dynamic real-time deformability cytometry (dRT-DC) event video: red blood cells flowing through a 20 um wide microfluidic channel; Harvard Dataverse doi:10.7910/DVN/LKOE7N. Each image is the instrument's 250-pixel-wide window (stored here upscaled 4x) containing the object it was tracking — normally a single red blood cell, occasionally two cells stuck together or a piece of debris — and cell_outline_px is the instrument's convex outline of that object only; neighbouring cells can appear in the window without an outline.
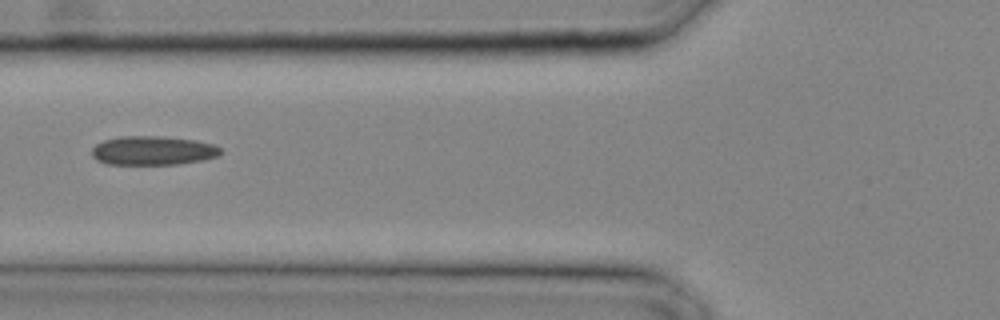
{"species": "common noctule bat (a hibernating species)", "species_latin": "Nyctalus noctula", "temperature_condition": "cold", "stored_images_in_passage": 11, "camera_frame_rate_fps": 3000, "um_per_image_px": 0.085, "animal": {"sex": "male", "body_mass_g": 20.4}, "frame": {"image": 1, "passage_image": 4, "time_ms": 1.0, "image_size_px": [1000, 320], "cell_outline_px": [[220, 152], [216, 156], [204, 160], [180, 164], [108, 164], [96, 160], [92, 156], [92, 148], [96, 144], [104, 140], [120, 136], [160, 136], [196, 140], [212, 144], [220, 148]], "centroid_in_image_um": [12.97, 12.8], "position_along_channel_um": 112.8, "area_um2": 21.73}}